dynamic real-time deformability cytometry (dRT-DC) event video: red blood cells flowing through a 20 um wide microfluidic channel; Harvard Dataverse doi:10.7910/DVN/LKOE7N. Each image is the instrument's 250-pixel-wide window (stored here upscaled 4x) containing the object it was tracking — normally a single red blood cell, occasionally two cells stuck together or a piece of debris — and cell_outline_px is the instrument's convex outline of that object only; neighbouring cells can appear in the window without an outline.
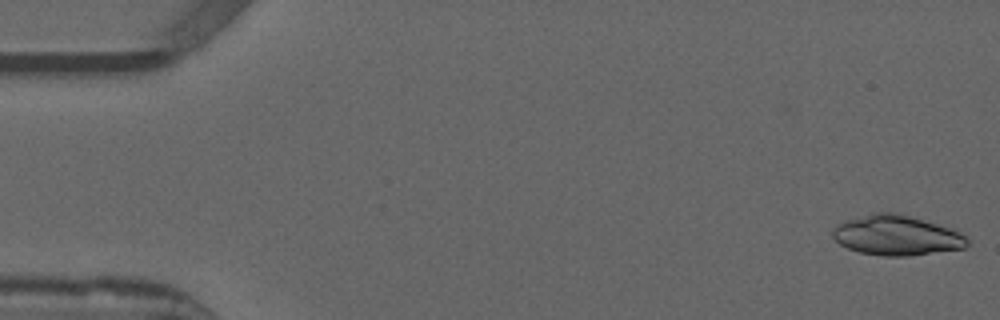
{"species": "common noctule bat (a hibernating species)", "species_latin": "Nyctalus noctula", "temperature_condition": "warm", "stored_images_in_passage": 36, "camera_frame_rate_fps": 3000, "um_per_image_px": 0.085, "animal": {"sex": "male", "forearm_length_mm": 52.5}, "frame": {"image": 1, "passage_image": 1, "time_ms": 0.0, "image_size_px": [1000, 320], "cell_outline_px": [[968, 244], [964, 248], [908, 256], [884, 256], [860, 252], [848, 248], [840, 244], [832, 236], [832, 228], [836, 224], [872, 212], [892, 212], [908, 216], [936, 224], [960, 232], [968, 236]], "centroid_in_image_um": [76.19, 20.01], "position_along_channel_um": 8.8, "area_um2": 31.1}}